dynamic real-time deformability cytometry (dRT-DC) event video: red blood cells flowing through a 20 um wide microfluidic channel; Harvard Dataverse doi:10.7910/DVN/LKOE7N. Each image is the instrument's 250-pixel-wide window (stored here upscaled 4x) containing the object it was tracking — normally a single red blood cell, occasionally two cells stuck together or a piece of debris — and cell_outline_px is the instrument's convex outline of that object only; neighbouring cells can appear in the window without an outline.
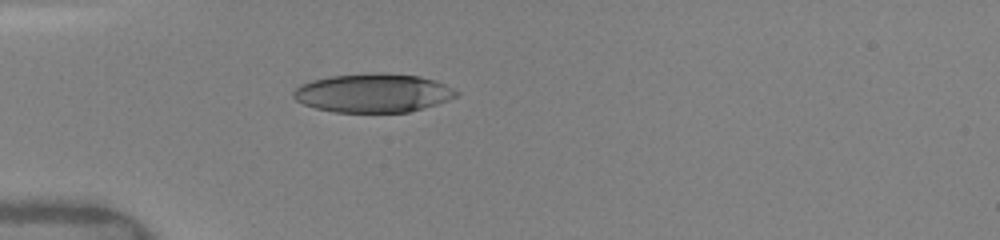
{"species": "human", "species_latin": "Homo sapiens", "temperature_condition": "warm", "stored_images_in_passage": 6, "camera_frame_rate_fps": 3000, "um_per_image_px": 0.085, "donor": {"sex": "female"}, "frame": {"image": 1, "passage_image": 1, "time_ms": 0.0, "image_size_px": [1000, 240], "cell_outline_px": [[460, 92], [456, 96], [448, 100], [424, 108], [408, 112], [332, 112], [316, 108], [304, 104], [296, 100], [292, 96], [292, 92], [300, 84], [312, 80], [332, 76], [372, 72], [376, 72], [420, 76], [436, 80]], "centroid_in_image_um": [31.71, 7.9], "position_along_channel_um": 53.3, "area_um2": 36.88}}
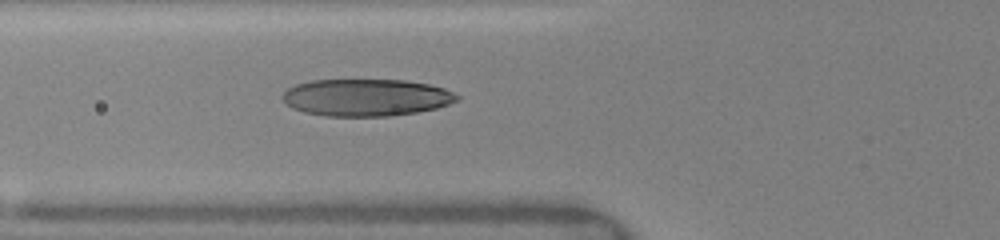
{"frame": {"image": 2, "passage_image": 4, "time_ms": 1.333, "image_size_px": [1000, 240], "cell_outline_px": [[460, 100], [436, 108], [416, 112], [392, 116], [324, 116], [304, 112], [292, 108], [280, 96], [288, 88], [296, 84], [312, 80], [404, 80], [428, 84], [444, 88], [460, 96]], "centroid_in_image_um": [31.12, 8.29], "position_along_channel_um": 94.7, "area_um2": 37.8}}